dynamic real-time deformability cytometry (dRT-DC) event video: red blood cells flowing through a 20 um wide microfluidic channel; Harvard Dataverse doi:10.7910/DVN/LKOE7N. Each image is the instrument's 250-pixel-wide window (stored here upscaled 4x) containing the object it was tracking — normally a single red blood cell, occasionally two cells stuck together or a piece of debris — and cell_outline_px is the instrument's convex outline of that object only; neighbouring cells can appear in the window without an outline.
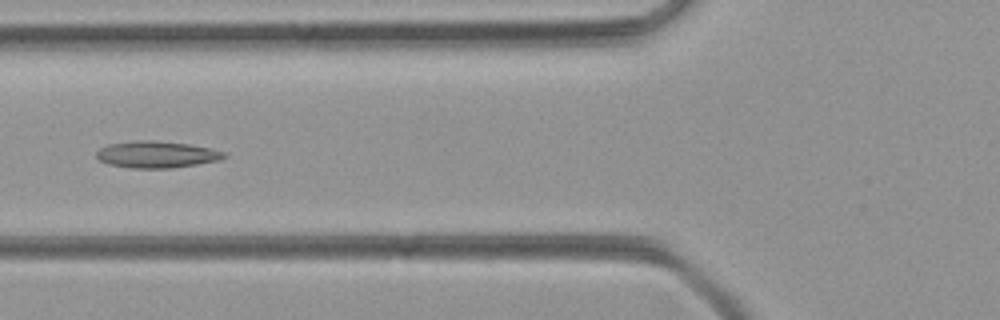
{"species": "common noctule bat (a hibernating species)", "species_latin": "Nyctalus noctula", "temperature_condition": "room temperature", "stored_images_in_passage": 15, "camera_frame_rate_fps": 3000, "um_per_image_px": 0.085, "animal": {"sex": "female", "body_mass_g": 21.9}, "frame": {"image": 1, "passage_image": 7, "time_ms": 2.0, "image_size_px": [1000, 320], "cell_outline_px": [[228, 156], [220, 160], [172, 168], [132, 168], [108, 164], [100, 160], [96, 156], [96, 152], [100, 148], [108, 144], [136, 140], [156, 140], [188, 144], [208, 148], [224, 152]], "centroid_in_image_um": [13.29, 13.13], "position_along_channel_um": 112.5, "area_um2": 19.83}}